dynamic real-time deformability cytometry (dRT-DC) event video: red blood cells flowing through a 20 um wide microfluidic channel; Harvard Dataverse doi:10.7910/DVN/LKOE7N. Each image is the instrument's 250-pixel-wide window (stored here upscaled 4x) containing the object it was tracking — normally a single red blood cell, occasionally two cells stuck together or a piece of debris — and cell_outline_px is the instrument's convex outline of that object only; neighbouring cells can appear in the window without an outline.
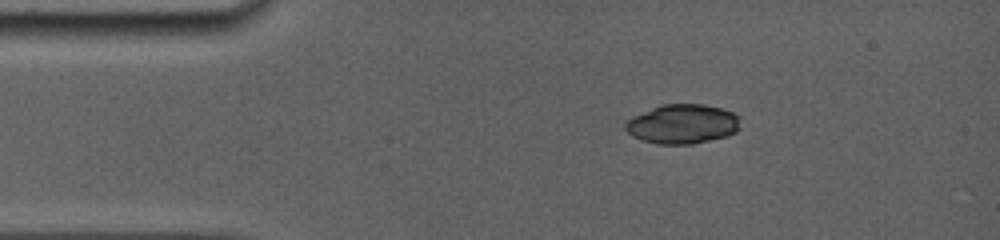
{"species": "common noctule bat (a hibernating species)", "species_latin": "Nyctalus noctula", "temperature_condition": "room temperature", "stored_images_in_passage": 3, "camera_frame_rate_fps": 5000, "um_per_image_px": 0.085, "animal": {"sex": "female", "body_mass_g": 19.0, "forearm_length_mm": 56.7}, "frame": {"image": 1, "passage_image": 1, "time_ms": 0.0, "image_size_px": [1000, 240], "cell_outline_px": [[740, 128], [736, 132], [728, 136], [692, 144], [656, 144], [640, 140], [632, 136], [624, 128], [624, 124], [632, 116], [660, 104], [704, 104], [720, 108], [732, 112], [740, 116]], "centroid_in_image_um": [58.01, 10.54], "position_along_channel_um": 27.0, "area_um2": 26.76}}